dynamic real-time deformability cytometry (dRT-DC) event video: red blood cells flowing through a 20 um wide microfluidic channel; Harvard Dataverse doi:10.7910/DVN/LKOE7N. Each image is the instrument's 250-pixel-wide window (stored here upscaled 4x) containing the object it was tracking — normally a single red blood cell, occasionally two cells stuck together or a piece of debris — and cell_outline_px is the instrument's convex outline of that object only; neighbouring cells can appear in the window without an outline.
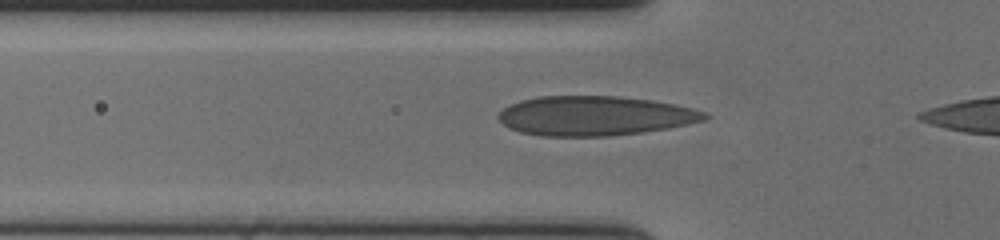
{"species": "human", "species_latin": "Homo sapiens", "temperature_condition": "cold", "stored_images_in_passage": 34, "camera_frame_rate_fps": 3000, "um_per_image_px": 0.085, "donor": {"sex": "female"}, "frame": {"image": 1, "passage_image": 4, "time_ms": 1.0, "image_size_px": [1000, 240], "cell_outline_px": [[712, 116], [704, 120], [688, 124], [668, 128], [640, 132], [608, 136], [540, 136], [520, 132], [508, 128], [496, 116], [504, 108], [520, 100], [536, 96], [620, 96], [652, 100], [692, 108], [708, 112]], "centroid_in_image_um": [50.56, 9.84], "position_along_channel_um": 75.2, "area_um2": 47.63}}
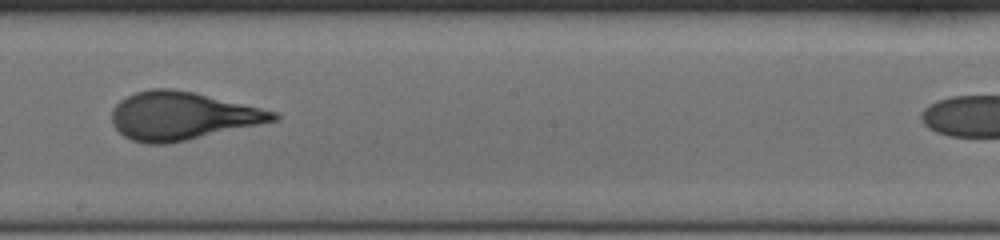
{"frame": {"image": 2, "passage_image": 17, "time_ms": 5.333, "image_size_px": [1000, 240], "cell_outline_px": [[280, 116], [276, 120], [168, 144], [144, 144], [132, 140], [124, 136], [112, 124], [112, 108], [120, 100], [136, 92], [152, 88], [172, 88], [196, 92], [280, 112]], "centroid_in_image_um": [15.47, 9.84], "position_along_channel_um": 232.7, "area_um2": 45.2}}
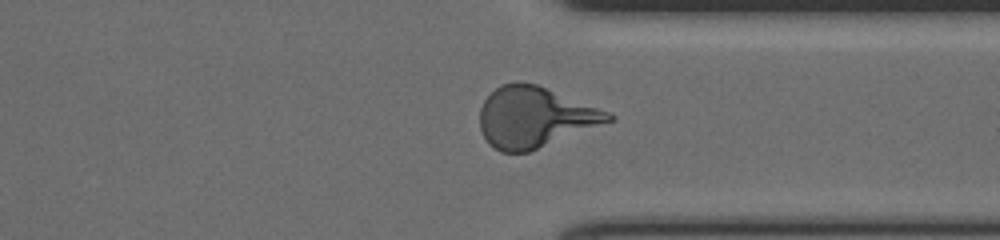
{"frame": {"image": 3, "passage_image": 28, "time_ms": 9.0, "image_size_px": [1000, 240], "cell_outline_px": [[616, 116], [612, 120], [528, 152], [500, 152], [488, 144], [480, 128], [480, 108], [484, 100], [500, 84], [536, 84], [608, 112]], "centroid_in_image_um": [45.4, 9.98], "position_along_channel_um": 366.0, "area_um2": 44.33}, "authors_computed_cell_mechanics": {"area_um2": 44.2748, "velocity_mm_per_s": 3.637, "shape_relaxation_time_tau1_ms": 5.0552, "shape_relaxation_time_tau2_ms": null, "deformation_change_tau1": 0.2042, "deformation_change_tau2": null}}